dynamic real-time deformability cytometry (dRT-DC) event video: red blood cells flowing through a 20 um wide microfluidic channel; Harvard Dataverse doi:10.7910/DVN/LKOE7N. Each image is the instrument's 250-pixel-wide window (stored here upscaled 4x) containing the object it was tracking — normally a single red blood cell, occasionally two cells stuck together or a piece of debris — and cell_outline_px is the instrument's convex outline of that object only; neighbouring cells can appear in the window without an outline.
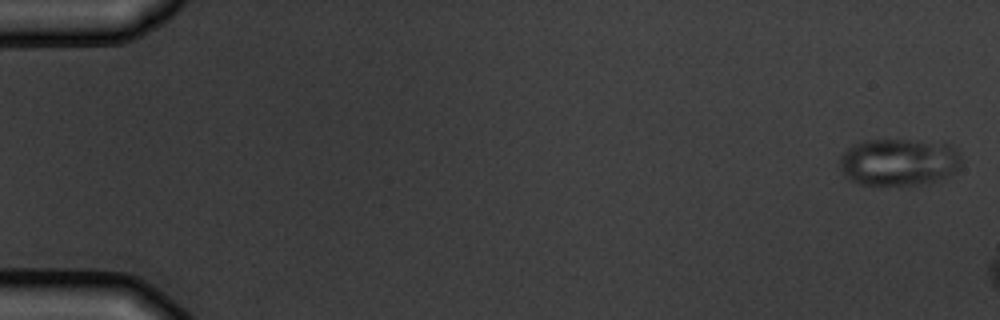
{"species": "common noctule bat (a hibernating species)", "species_latin": "Nyctalus noctula", "temperature_condition": "warm", "stored_images_in_passage": 4, "camera_frame_rate_fps": 3000, "um_per_image_px": 0.085, "animal": {"sex": "male", "body_mass_g": 19.5, "forearm_length_mm": 54.6}, "frame": {"image": 1, "passage_image": 1, "time_ms": 0.0, "image_size_px": [1000, 320], "cell_outline_px": [[964, 160], [960, 168], [956, 172], [940, 180], [928, 184], [880, 188], [860, 184], [844, 176], [840, 168], [840, 156], [848, 148], [864, 140], [908, 140], [952, 144], [960, 152]], "centroid_in_image_um": [76.46, 13.83], "position_along_channel_um": 8.5, "area_um2": 34.8}}